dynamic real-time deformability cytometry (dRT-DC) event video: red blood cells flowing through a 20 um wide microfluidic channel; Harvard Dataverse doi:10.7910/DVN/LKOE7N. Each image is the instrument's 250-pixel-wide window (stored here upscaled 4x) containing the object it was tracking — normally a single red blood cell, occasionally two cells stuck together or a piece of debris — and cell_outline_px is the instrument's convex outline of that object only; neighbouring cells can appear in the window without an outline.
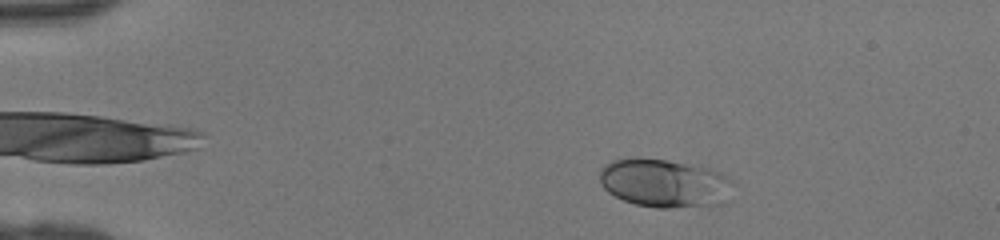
{"species": "human", "species_latin": "Homo sapiens", "temperature_condition": "room temperature", "stored_images_in_passage": 43, "camera_frame_rate_fps": 3000, "um_per_image_px": 0.085, "donor": {"sex": "female"}, "frame": {"image": 1, "passage_image": 5, "time_ms": 1.333, "image_size_px": [1000, 240], "cell_outline_px": [[684, 204], [640, 204], [616, 196], [604, 184], [604, 172], [612, 164], [620, 160], [660, 160], [676, 164], [684, 168]], "centroid_in_image_um": [54.96, 15.44], "position_along_channel_um": 30.0, "area_um2": 22.37}}
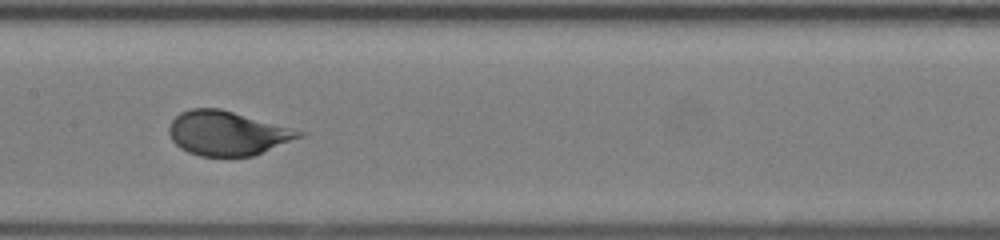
{"frame": {"image": 2, "passage_image": 21, "time_ms": 6.667, "image_size_px": [1000, 240], "cell_outline_px": [[296, 136], [260, 152], [248, 156], [208, 156], [192, 152], [184, 148], [172, 136], [172, 124], [184, 112], [196, 108], [212, 108], [228, 112], [240, 116]], "centroid_in_image_um": [19.05, 11.36], "position_along_channel_um": 188.4, "area_um2": 28.84}}
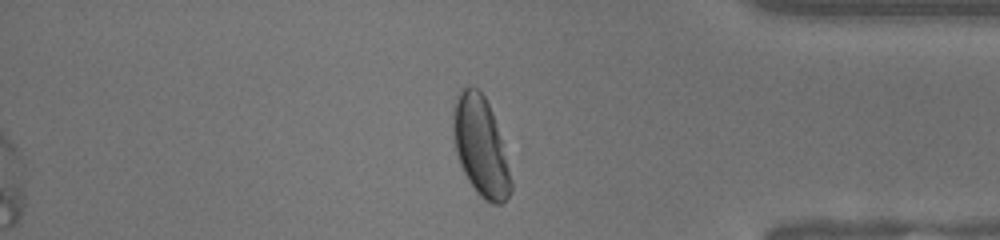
{"frame": {"image": 3, "passage_image": 36, "time_ms": 11.667, "image_size_px": [1000, 240], "cell_outline_px": [[508, 192], [504, 200], [488, 200], [476, 188], [468, 176], [460, 160], [456, 144], [456, 108], [460, 96], [468, 88], [480, 96], [484, 100], [492, 116], [508, 176]], "centroid_in_image_um": [40.83, 12.49], "position_along_channel_um": 394.4, "area_um2": 28.03}}